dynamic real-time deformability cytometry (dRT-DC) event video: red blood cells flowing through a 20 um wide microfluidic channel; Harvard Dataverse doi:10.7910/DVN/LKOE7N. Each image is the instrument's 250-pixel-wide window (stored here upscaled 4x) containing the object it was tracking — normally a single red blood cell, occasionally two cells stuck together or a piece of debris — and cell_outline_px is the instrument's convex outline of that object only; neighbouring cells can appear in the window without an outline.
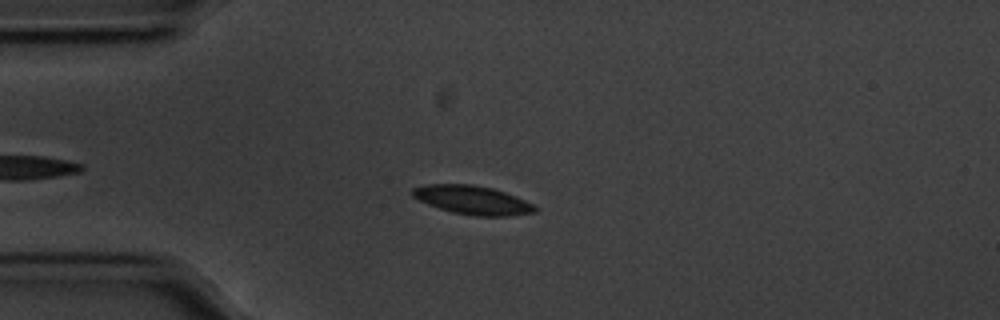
{"species": "common noctule bat (a hibernating species)", "species_latin": "Nyctalus noctula", "temperature_condition": "cold", "stored_images_in_passage": 48, "camera_frame_rate_fps": 3000, "um_per_image_px": 0.085, "animal": {"sex": "male", "body_mass_g": 20.1, "forearm_length_mm": 53.5}, "frame": {"image": 1, "passage_image": 9, "time_ms": 2.667, "image_size_px": [1000, 320], "cell_outline_px": [[540, 208], [536, 212], [508, 216], [476, 216], [452, 212], [428, 204], [412, 196], [412, 188], [428, 184], [472, 184], [492, 188], [516, 196]], "centroid_in_image_um": [40.19, 17.0], "position_along_channel_um": 44.8, "area_um2": 20.4}}
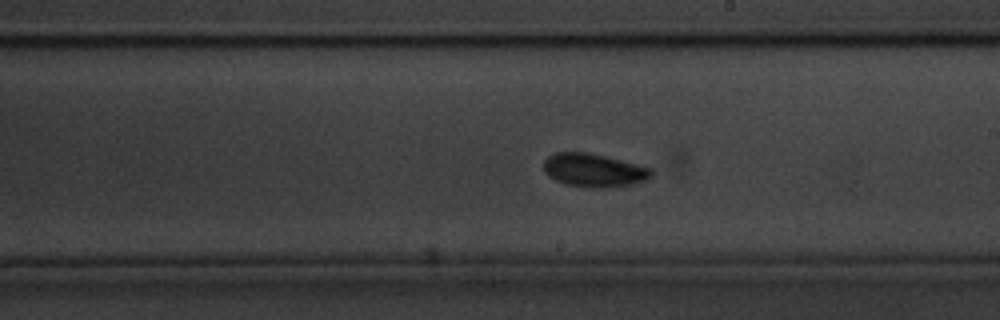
{"frame": {"image": 2, "passage_image": 27, "time_ms": 8.667, "image_size_px": [1000, 320], "cell_outline_px": [[652, 176], [648, 180], [632, 184], [604, 188], [584, 188], [564, 184], [548, 176], [544, 172], [544, 160], [548, 156], [556, 152], [588, 152], [652, 168]], "centroid_in_image_um": [50.46, 14.48], "position_along_channel_um": 238.5, "area_um2": 21.1}}
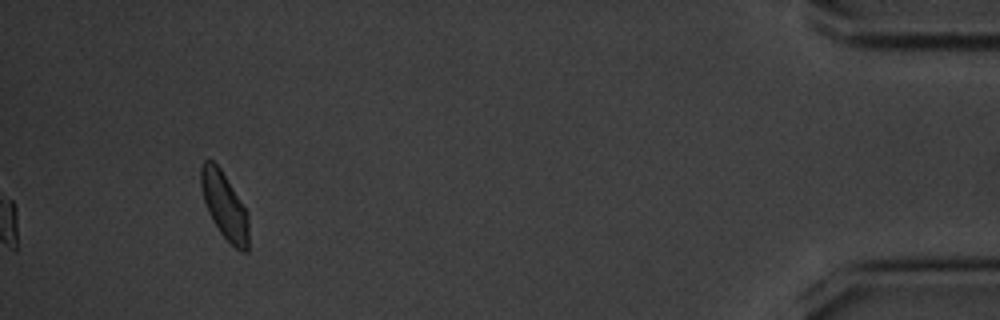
{"frame": {"image": 3, "passage_image": 48, "time_ms": 15.667, "image_size_px": [1000, 320], "cell_outline_px": [[248, 252], [244, 252], [236, 248], [220, 232], [212, 220], [208, 212], [204, 200], [200, 184], [200, 168], [204, 160], [212, 160], [220, 168], [248, 212]], "centroid_in_image_um": [19.07, 17.47], "position_along_channel_um": 416.1, "area_um2": 18.38}, "authors_computed_cell_mechanics": {"area_um2": 19.7098, "velocity_mm_per_s": 3.5119, "shape_relaxation_time_tau1_ms": 1.4177, "shape_relaxation_time_tau2_ms": 5.6061, "deformation_change_tau1": 0.0766, "deformation_change_tau2": 0.1019}}